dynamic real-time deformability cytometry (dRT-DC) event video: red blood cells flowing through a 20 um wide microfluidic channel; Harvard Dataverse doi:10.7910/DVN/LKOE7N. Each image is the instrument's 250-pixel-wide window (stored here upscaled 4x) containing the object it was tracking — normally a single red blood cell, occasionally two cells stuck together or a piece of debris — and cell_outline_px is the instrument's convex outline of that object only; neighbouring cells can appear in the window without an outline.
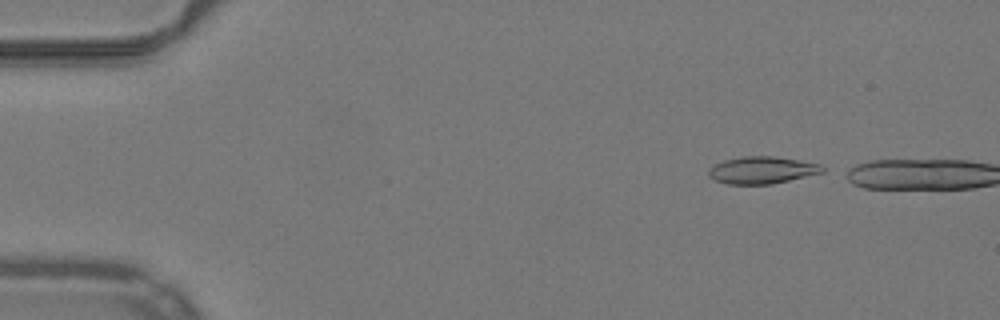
{"species": "common noctule bat (a hibernating species)", "species_latin": "Nyctalus noctula", "temperature_condition": "warm", "stored_images_in_passage": 3, "camera_frame_rate_fps": 3000, "um_per_image_px": 0.085, "animal": {"sex": "male", "body_mass_g": 19.2, "forearm_length_mm": 51.8}, "frame": {"image": 1, "passage_image": 1, "time_ms": 0.0, "image_size_px": [1000, 320], "cell_outline_px": [[824, 172], [772, 184], [728, 184], [716, 180], [708, 176], [708, 172], [716, 164], [724, 160], [740, 156], [776, 156], [820, 164], [824, 168]], "centroid_in_image_um": [64.78, 14.45], "position_along_channel_um": 20.2, "area_um2": 17.86}}